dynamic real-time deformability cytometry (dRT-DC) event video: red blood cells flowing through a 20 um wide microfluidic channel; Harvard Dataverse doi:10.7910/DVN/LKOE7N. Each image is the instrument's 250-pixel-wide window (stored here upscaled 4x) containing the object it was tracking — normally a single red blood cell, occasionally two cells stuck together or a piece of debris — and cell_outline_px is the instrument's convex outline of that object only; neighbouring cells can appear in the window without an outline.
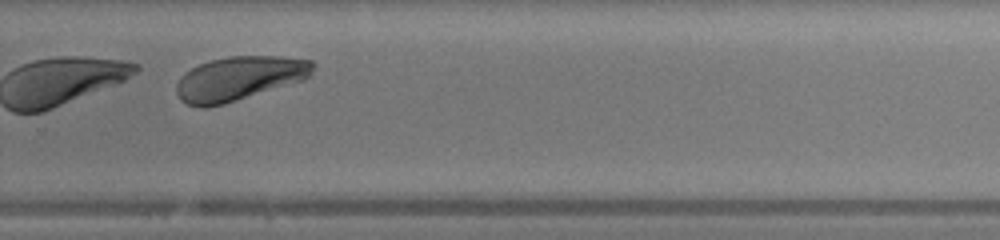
{"species": "human", "species_latin": "Homo sapiens", "temperature_condition": "warm", "stored_images_in_passage": 25, "segment_of_instrument_passage": [2, 2], "camera_frame_rate_fps": 3000, "um_per_image_px": 0.085, "donor": {"sex": "female"}, "frame": {"image": 1, "passage_image": 22, "time_ms": 7.0, "image_size_px": [1000, 240], "cell_outline_px": [[316, 64], [312, 72], [304, 80], [224, 104], [208, 108], [200, 108], [188, 104], [180, 100], [176, 92], [176, 84], [180, 76], [184, 72], [200, 64], [212, 60], [228, 56], [280, 56], [312, 60]], "centroid_in_image_um": [20.32, 6.67], "position_along_channel_um": 309.5, "area_um2": 35.26}}